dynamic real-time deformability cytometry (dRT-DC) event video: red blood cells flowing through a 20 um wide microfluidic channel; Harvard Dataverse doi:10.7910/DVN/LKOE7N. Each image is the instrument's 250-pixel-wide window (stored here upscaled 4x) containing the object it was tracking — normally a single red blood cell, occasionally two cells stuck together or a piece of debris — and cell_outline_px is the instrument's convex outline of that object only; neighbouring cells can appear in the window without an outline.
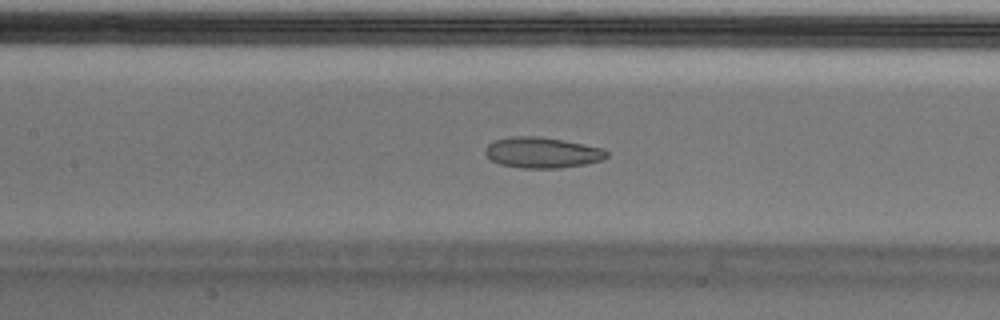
{"species": "Egyptian fruit bat (a non-hibernating species)", "species_latin": "Rousettus aegyptiacus", "temperature_condition": "cold", "stored_images_in_passage": 48, "camera_frame_rate_fps": 3000, "um_per_image_px": 0.085, "animal": {"sex": "male"}, "frame": {"image": 1, "passage_image": 19, "time_ms": 6.0, "image_size_px": [1000, 320], "cell_outline_px": [[608, 156], [604, 160], [584, 164], [560, 168], [520, 168], [500, 164], [492, 160], [484, 152], [484, 148], [488, 144], [496, 140], [512, 136], [540, 136], [604, 148], [608, 152]], "centroid_in_image_um": [46.1, 12.97], "position_along_channel_um": 161.3, "area_um2": 21.79}}
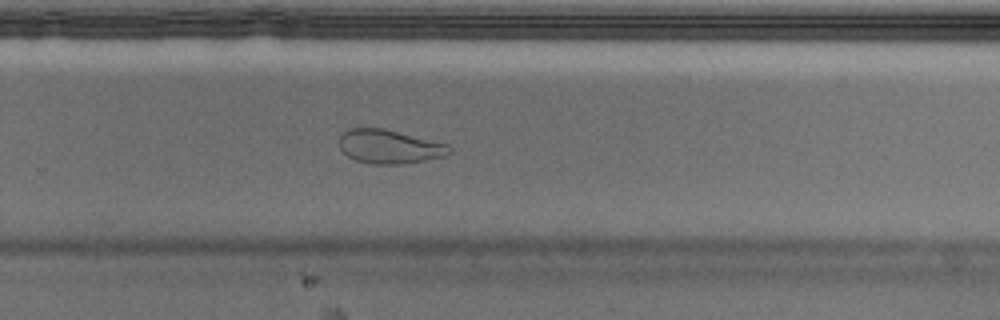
{"frame": {"image": 2, "passage_image": 30, "time_ms": 9.667, "image_size_px": [1000, 320], "cell_outline_px": [[452, 152], [444, 156], [404, 164], [372, 164], [356, 160], [348, 156], [340, 148], [340, 136], [344, 132], [352, 128], [384, 128], [448, 144], [452, 148]], "centroid_in_image_um": [33.12, 12.46], "position_along_channel_um": 296.7, "area_um2": 21.62}}
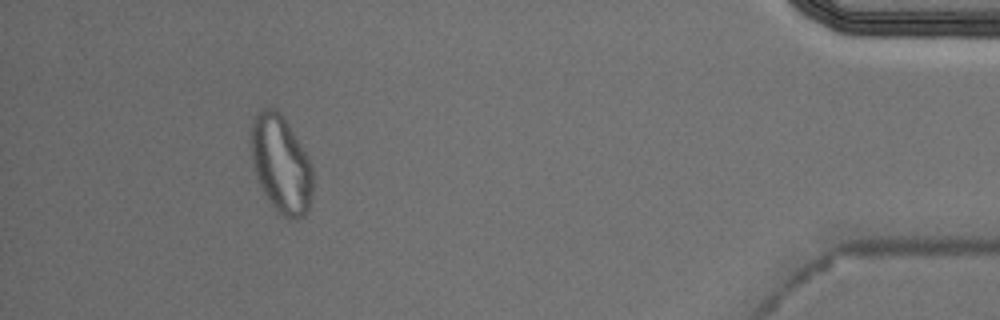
{"frame": {"image": 3, "passage_image": 44, "time_ms": 14.333, "image_size_px": [1000, 320], "cell_outline_px": [[312, 196], [308, 212], [304, 216], [292, 220], [288, 220], [268, 200], [256, 180], [252, 164], [248, 132], [252, 120], [256, 112], [260, 108], [276, 108], [280, 112], [308, 156], [312, 168]], "centroid_in_image_um": [23.84, 13.93], "position_along_channel_um": 411.4, "area_um2": 35.78}, "authors_computed_cell_mechanics": {"area_um2": 23.2067, "velocity_mm_per_s": 3.7076, "shape_relaxation_time_tau1_ms": null, "shape_relaxation_time_tau2_ms": 2.313, "deformation_change_tau1": null, "deformation_change_tau2": 0.0777}}